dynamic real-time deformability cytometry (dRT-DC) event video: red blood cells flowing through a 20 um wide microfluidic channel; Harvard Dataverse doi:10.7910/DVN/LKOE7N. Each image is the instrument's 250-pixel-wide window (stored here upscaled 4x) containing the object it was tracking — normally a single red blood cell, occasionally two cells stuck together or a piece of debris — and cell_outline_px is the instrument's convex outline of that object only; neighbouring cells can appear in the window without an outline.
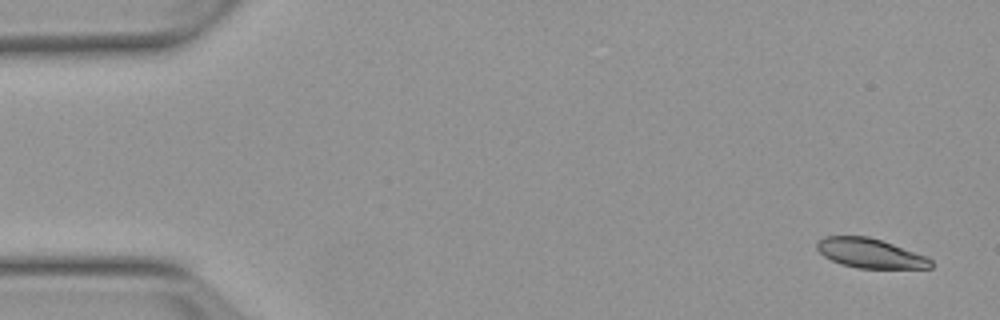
{"species": "Egyptian fruit bat (a non-hibernating species)", "species_latin": "Rousettus aegyptiacus", "temperature_condition": "warm", "stored_images_in_passage": 4, "camera_frame_rate_fps": 3000, "um_per_image_px": 0.085, "animal": {"sex": "female"}, "frame": {"image": 1, "passage_image": 1, "time_ms": 0.0, "image_size_px": [1000, 320], "cell_outline_px": [[932, 268], [856, 268], [840, 264], [824, 256], [816, 248], [816, 244], [824, 236], [868, 236], [928, 256], [932, 260]], "centroid_in_image_um": [73.97, 21.53], "position_along_channel_um": 11.0, "area_um2": 19.54}}
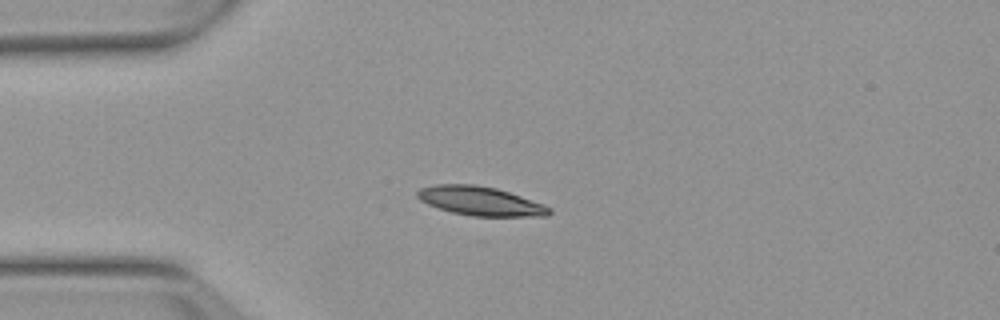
{"frame": {"image": 2, "passage_image": 4, "time_ms": 3.667, "image_size_px": [1000, 320], "cell_outline_px": [[552, 212], [548, 216], [472, 216], [452, 212], [428, 204], [420, 200], [416, 196], [416, 192], [420, 188], [436, 184], [476, 184], [496, 188], [544, 204], [552, 208]], "centroid_in_image_um": [40.84, 17.08], "position_along_channel_um": 44.2, "area_um2": 22.25}}